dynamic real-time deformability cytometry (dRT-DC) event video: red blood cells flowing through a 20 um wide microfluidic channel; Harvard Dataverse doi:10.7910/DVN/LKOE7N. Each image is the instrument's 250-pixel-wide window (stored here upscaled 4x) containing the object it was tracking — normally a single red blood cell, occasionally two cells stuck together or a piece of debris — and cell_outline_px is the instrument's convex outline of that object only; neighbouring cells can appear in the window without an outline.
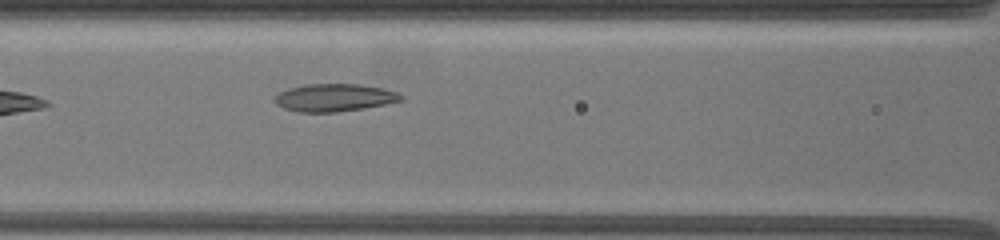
{"species": "common noctule bat (a hibernating species)", "species_latin": "Nyctalus noctula", "temperature_condition": "warm", "stored_images_in_passage": 23, "camera_frame_rate_fps": 3000, "um_per_image_px": 0.085, "animal": {"sex": "female", "body_mass_g": 19.5, "forearm_length_mm": 54.1}, "frame": {"image": 1, "passage_image": 7, "time_ms": 4.333, "image_size_px": [1000, 240], "cell_outline_px": [[404, 100], [364, 108], [336, 112], [296, 112], [284, 108], [276, 104], [272, 100], [280, 92], [288, 88], [304, 84], [360, 84], [380, 88], [396, 92], [404, 96]], "centroid_in_image_um": [28.39, 8.3], "position_along_channel_um": 138.2, "area_um2": 20.35}}